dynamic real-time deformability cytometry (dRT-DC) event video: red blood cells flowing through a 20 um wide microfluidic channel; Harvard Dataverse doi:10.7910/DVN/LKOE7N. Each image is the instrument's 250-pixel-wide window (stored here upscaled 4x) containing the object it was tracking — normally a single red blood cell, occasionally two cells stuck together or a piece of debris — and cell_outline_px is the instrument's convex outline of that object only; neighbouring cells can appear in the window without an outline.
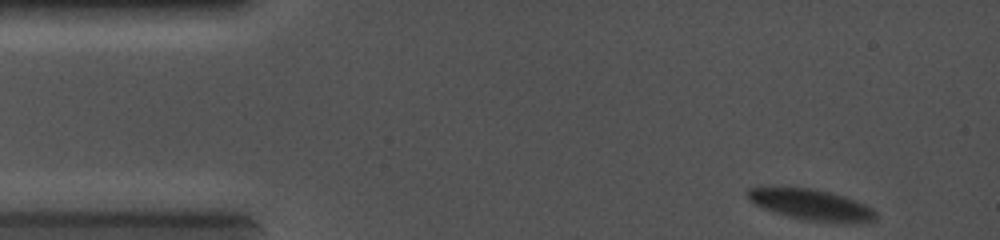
{"species": "common noctule bat (a hibernating species)", "species_latin": "Nyctalus noctula", "temperature_condition": "cold", "stored_images_in_passage": 35, "camera_frame_rate_fps": 5000, "um_per_image_px": 0.085, "animal": {"sex": "female", "body_mass_g": 19.0, "forearm_length_mm": 56.7}, "frame": {"image": 1, "passage_image": 1, "time_ms": 0.0, "image_size_px": [1000, 240], "cell_outline_px": [[880, 216], [876, 220], [848, 224], [804, 220], [788, 216], [764, 208], [748, 200], [748, 188], [812, 188], [844, 196], [856, 200], [872, 208]], "centroid_in_image_um": [69.06, 17.43], "position_along_channel_um": 15.9, "area_um2": 23.0}}
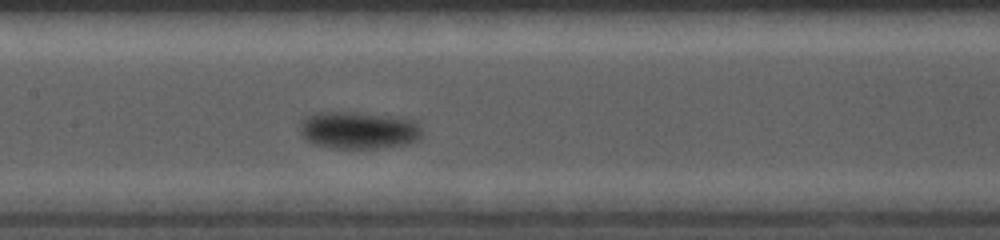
{"frame": {"image": 2, "passage_image": 17, "time_ms": 5.6, "image_size_px": [1000, 240], "cell_outline_px": [[420, 140], [408, 144], [380, 148], [336, 148], [316, 144], [304, 140], [300, 132], [300, 128], [304, 120], [312, 112], [356, 112], [400, 116], [416, 120], [420, 128]], "centroid_in_image_um": [30.52, 11.05], "position_along_channel_um": 176.9, "area_um2": 26.88}}
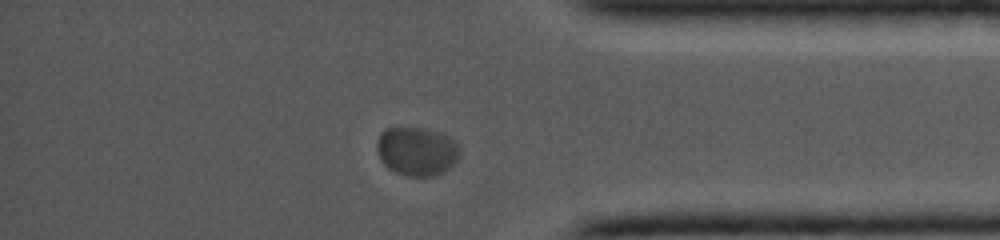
{"frame": {"image": 3, "passage_image": 31, "time_ms": 10.8, "image_size_px": [1000, 240], "cell_outline_px": [[460, 156], [444, 172], [436, 176], [408, 176], [396, 172], [388, 168], [380, 160], [376, 148], [376, 144], [380, 132], [384, 128], [424, 128], [448, 136], [460, 144]], "centroid_in_image_um": [35.42, 12.86], "position_along_channel_um": 399.8, "area_um2": 23.7}}